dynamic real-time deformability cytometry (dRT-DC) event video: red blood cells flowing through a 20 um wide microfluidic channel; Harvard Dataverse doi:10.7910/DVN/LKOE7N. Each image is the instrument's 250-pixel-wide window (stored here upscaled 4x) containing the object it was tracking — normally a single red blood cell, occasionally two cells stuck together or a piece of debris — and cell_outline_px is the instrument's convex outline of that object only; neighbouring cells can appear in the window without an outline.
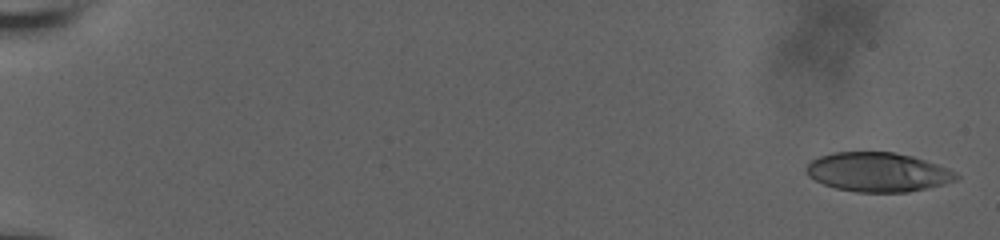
{"species": "human", "species_latin": "Homo sapiens", "temperature_condition": "room temperature", "stored_images_in_passage": 41, "camera_frame_rate_fps": 3000, "um_per_image_px": 0.085, "donor": {"sex": "male"}, "frame": {"image": 1, "passage_image": 1, "time_ms": 0.0, "image_size_px": [1000, 240], "cell_outline_px": [[960, 176], [956, 180], [944, 184], [928, 188], [908, 192], [856, 192], [836, 188], [824, 184], [808, 176], [804, 168], [812, 160], [820, 156], [832, 152], [892, 152], [912, 156], [948, 168], [956, 172]], "centroid_in_image_um": [74.62, 14.63], "position_along_channel_um": 10.4, "area_um2": 34.28}}
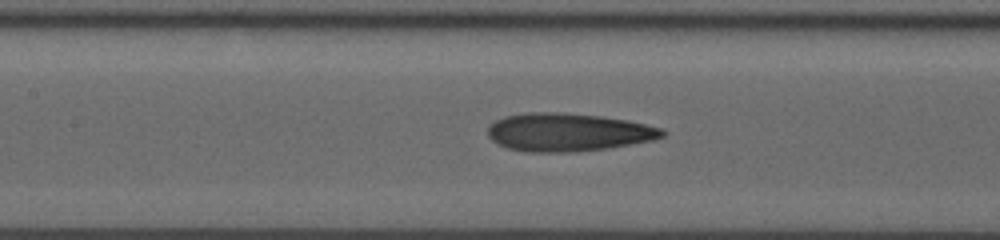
{"frame": {"image": 2, "passage_image": 23, "time_ms": 9.333, "image_size_px": [1000, 240], "cell_outline_px": [[668, 132], [664, 136], [652, 140], [608, 148], [576, 152], [524, 152], [508, 148], [496, 144], [488, 136], [488, 124], [504, 116], [528, 112], [560, 112], [604, 116], [628, 120], [664, 128]], "centroid_in_image_um": [48.28, 11.23], "position_along_channel_um": 159.1, "area_um2": 39.25}}
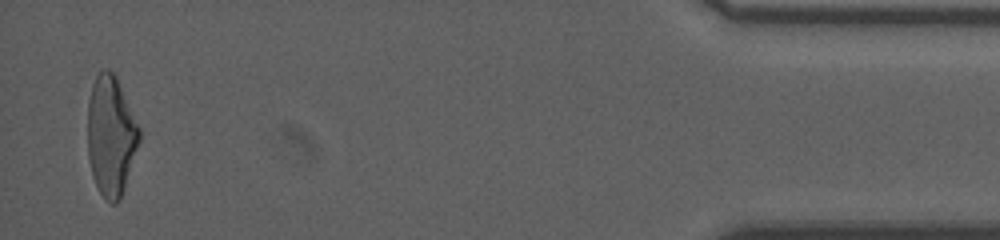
{"frame": {"image": 3, "passage_image": 41, "time_ms": 18.333, "image_size_px": [1000, 240], "cell_outline_px": [[140, 140], [120, 200], [116, 204], [112, 204], [104, 200], [92, 176], [88, 160], [88, 100], [92, 84], [100, 68], [108, 68], [116, 76], [140, 128]], "centroid_in_image_um": [9.41, 11.54], "position_along_channel_um": 425.8, "area_um2": 36.3}, "authors_computed_cell_mechanics": {"area_um2": 37.3388, "velocity_mm_per_s": 3.7886, "shape_relaxation_time_tau1_ms": 7.3775, "shape_relaxation_time_tau2_ms": 2.7045, "deformation_change_tau1": 0.2427, "deformation_change_tau2": 0.1478}}